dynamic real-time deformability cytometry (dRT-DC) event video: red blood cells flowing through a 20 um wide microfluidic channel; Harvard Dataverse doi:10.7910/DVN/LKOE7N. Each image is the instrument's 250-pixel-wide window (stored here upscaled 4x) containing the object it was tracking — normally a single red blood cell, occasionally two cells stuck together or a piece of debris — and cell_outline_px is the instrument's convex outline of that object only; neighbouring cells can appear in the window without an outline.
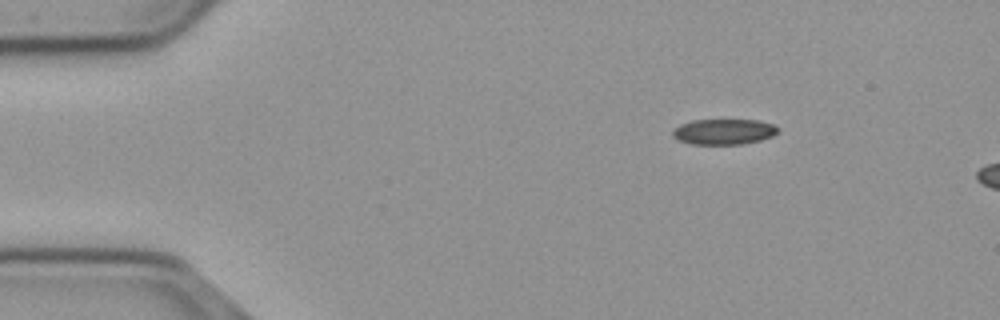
{"species": "common noctule bat (a hibernating species)", "species_latin": "Nyctalus noctula", "temperature_condition": "cold", "stored_images_in_passage": 10, "camera_frame_rate_fps": 3000, "um_per_image_px": 0.085, "animal": {"sex": "male", "body_mass_g": 23.1, "forearm_length_mm": 52.7}, "frame": {"image": 1, "passage_image": 1, "time_ms": 0.0, "image_size_px": [1000, 320], "cell_outline_px": [[780, 128], [772, 136], [760, 140], [740, 144], [692, 144], [680, 140], [672, 136], [672, 132], [680, 124], [692, 120], [760, 120], [772, 124]], "centroid_in_image_um": [61.53, 11.19], "position_along_channel_um": 23.5, "area_um2": 15.55}}